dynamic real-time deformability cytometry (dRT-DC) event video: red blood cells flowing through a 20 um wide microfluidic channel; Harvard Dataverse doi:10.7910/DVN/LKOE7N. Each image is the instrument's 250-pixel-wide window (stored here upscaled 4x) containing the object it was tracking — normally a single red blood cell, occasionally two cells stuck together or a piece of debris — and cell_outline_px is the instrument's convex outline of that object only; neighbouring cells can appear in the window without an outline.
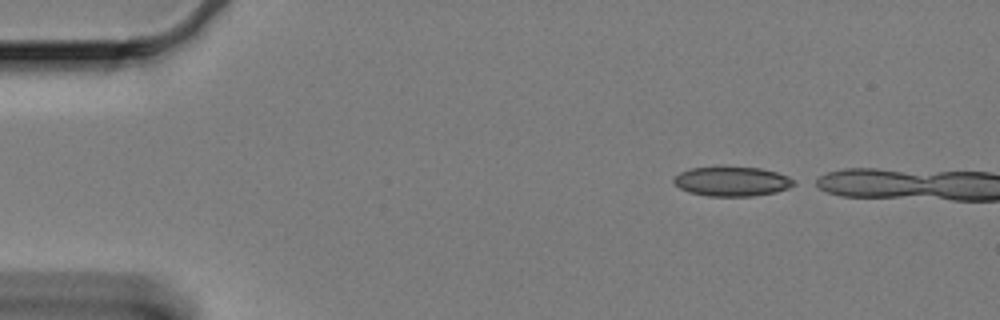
{"species": "Egyptian fruit bat (a non-hibernating species)", "species_latin": "Rousettus aegyptiacus", "temperature_condition": "cold", "stored_images_in_passage": 4, "camera_frame_rate_fps": 3000, "um_per_image_px": 0.085, "animal": {"sex": "female"}, "frame": {"image": 1, "passage_image": 1, "time_ms": 0.0, "image_size_px": [1000, 320], "cell_outline_px": [[796, 184], [788, 188], [776, 192], [752, 196], [708, 196], [688, 192], [680, 188], [672, 180], [680, 172], [688, 168], [720, 164], [760, 168], [776, 172], [788, 176]], "centroid_in_image_um": [62.17, 15.37], "position_along_channel_um": 22.8, "area_um2": 21.33}}